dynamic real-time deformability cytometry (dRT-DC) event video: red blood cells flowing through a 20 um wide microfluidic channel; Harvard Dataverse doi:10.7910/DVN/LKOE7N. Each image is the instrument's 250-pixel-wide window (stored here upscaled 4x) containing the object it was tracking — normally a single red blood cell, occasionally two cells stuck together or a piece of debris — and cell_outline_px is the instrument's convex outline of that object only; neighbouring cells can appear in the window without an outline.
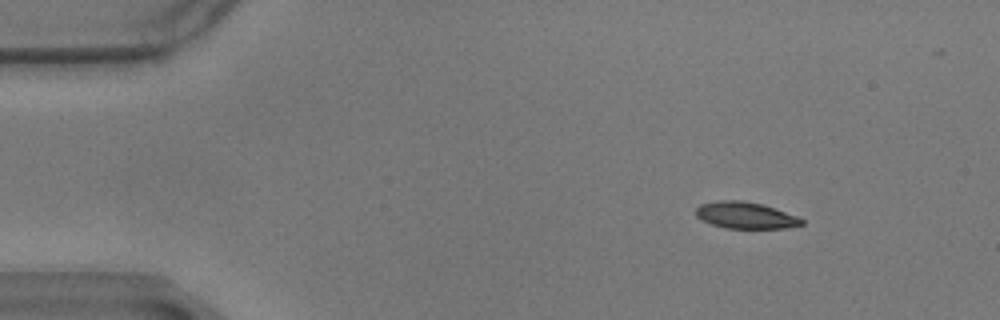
{"species": "common noctule bat (a hibernating species)", "species_latin": "Nyctalus noctula", "temperature_condition": "warm", "stored_images_in_passage": 52, "camera_frame_rate_fps": 3000, "um_per_image_px": 0.085, "animal": {"sex": "male", "body_mass_g": 17.9}, "frame": {"image": 1, "passage_image": 1, "time_ms": 0.0, "image_size_px": [1000, 320], "cell_outline_px": [[804, 224], [784, 228], [724, 228], [712, 224], [696, 216], [696, 208], [700, 204], [720, 200], [740, 200], [764, 204], [796, 216], [804, 220]], "centroid_in_image_um": [63.37, 18.29], "position_along_channel_um": 21.6, "area_um2": 16.3}}
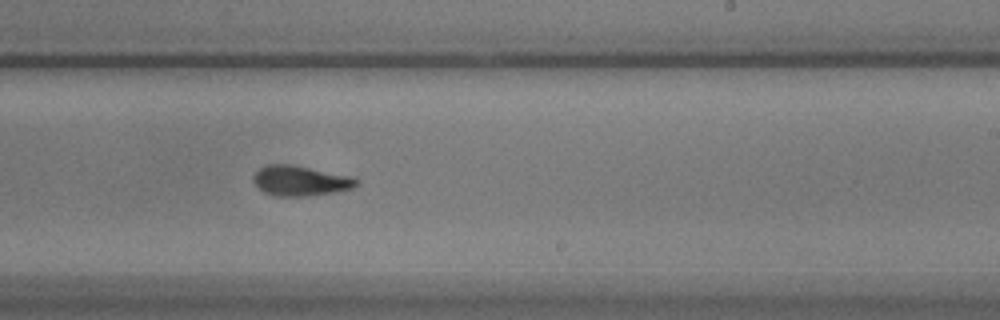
{"frame": {"image": 2, "passage_image": 29, "time_ms": 9.333, "image_size_px": [1000, 320], "cell_outline_px": [[360, 184], [352, 188], [336, 192], [308, 196], [276, 196], [264, 192], [252, 180], [252, 176], [260, 168], [268, 164], [292, 164], [348, 176], [360, 180]], "centroid_in_image_um": [25.53, 15.37], "position_along_channel_um": 263.5, "area_um2": 18.03}}
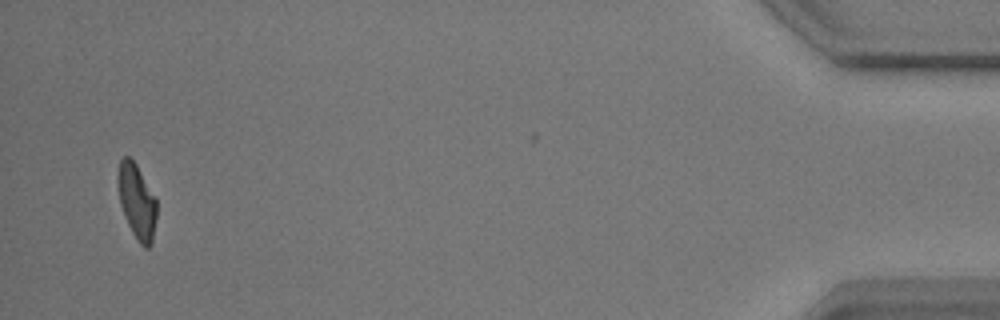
{"frame": {"image": 3, "passage_image": 50, "time_ms": 16.333, "image_size_px": [1000, 320], "cell_outline_px": [[156, 216], [152, 244], [148, 248], [144, 248], [140, 244], [132, 232], [124, 216], [120, 204], [116, 180], [120, 160], [124, 156], [128, 156], [136, 164], [156, 200]], "centroid_in_image_um": [11.61, 17.13], "position_along_channel_um": 423.6, "area_um2": 16.82}}